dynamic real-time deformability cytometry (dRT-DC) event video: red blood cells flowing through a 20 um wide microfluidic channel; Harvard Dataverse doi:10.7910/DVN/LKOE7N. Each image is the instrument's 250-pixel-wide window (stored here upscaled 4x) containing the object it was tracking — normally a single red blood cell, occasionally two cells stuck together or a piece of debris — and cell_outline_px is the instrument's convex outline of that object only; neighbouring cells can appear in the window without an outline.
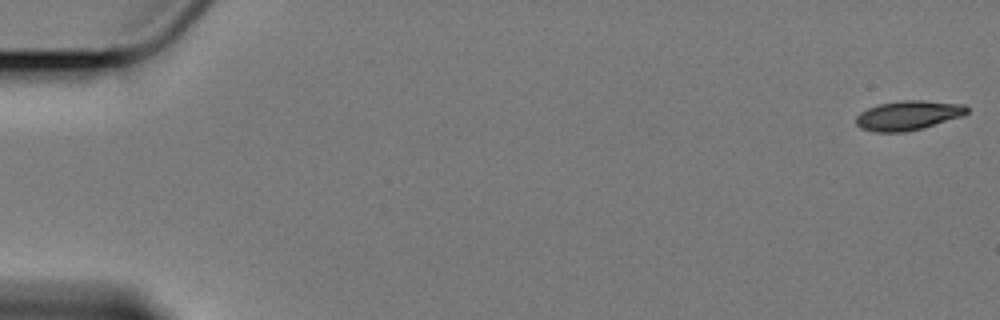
{"species": "Egyptian fruit bat (a non-hibernating species)", "species_latin": "Rousettus aegyptiacus", "temperature_condition": "cold", "stored_images_in_passage": 5, "camera_frame_rate_fps": 3000, "um_per_image_px": 0.085, "animal": {"sex": "female"}, "frame": {"image": 1, "passage_image": 1, "time_ms": 0.0, "image_size_px": [1000, 320], "cell_outline_px": [[968, 112], [960, 116], [920, 128], [904, 132], [876, 132], [860, 128], [856, 124], [856, 116], [860, 112], [868, 108], [880, 104], [904, 100], [920, 100], [964, 104], [968, 108]], "centroid_in_image_um": [77.15, 9.8], "position_along_channel_um": 7.9, "area_um2": 18.67}}
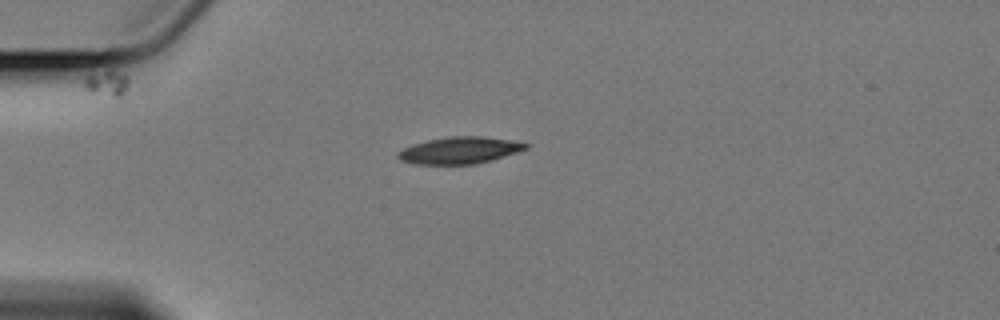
{"frame": {"image": 2, "passage_image": 5, "time_ms": 5.0, "image_size_px": [1000, 320], "cell_outline_px": [[528, 148], [516, 152], [476, 164], [412, 164], [400, 160], [396, 156], [396, 152], [412, 144], [428, 140], [448, 136], [484, 136], [508, 140], [528, 144]], "centroid_in_image_um": [38.99, 12.78], "position_along_channel_um": 46.0, "area_um2": 19.83}}